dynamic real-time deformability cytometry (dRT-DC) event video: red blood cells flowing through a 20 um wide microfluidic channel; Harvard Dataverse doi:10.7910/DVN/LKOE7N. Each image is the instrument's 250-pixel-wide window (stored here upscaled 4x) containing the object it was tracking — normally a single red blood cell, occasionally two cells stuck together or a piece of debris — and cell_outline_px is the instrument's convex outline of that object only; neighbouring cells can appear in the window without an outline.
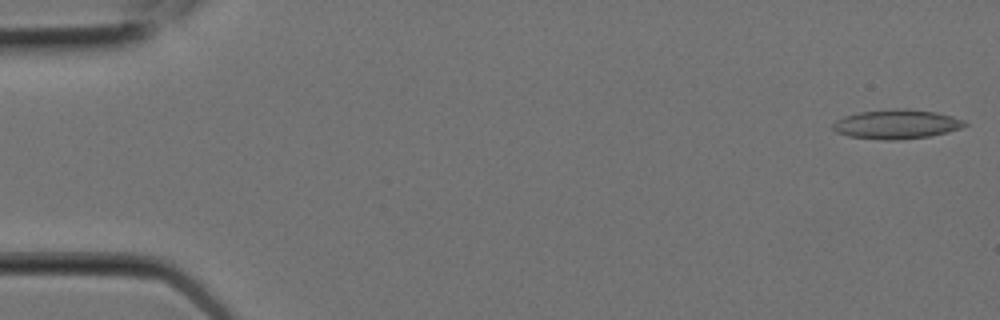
{"species": "Egyptian fruit bat (a non-hibernating species)", "species_latin": "Rousettus aegyptiacus", "temperature_condition": "room temperature", "stored_images_in_passage": 9, "camera_frame_rate_fps": 3000, "um_per_image_px": 0.085, "animal": {"sex": "female"}, "frame": {"image": 1, "passage_image": 1, "time_ms": 0.0, "image_size_px": [1000, 320], "cell_outline_px": [[968, 124], [960, 128], [948, 132], [928, 136], [896, 140], [884, 140], [848, 136], [836, 132], [832, 128], [832, 124], [836, 120], [844, 116], [856, 112], [896, 108], [908, 108], [936, 112], [952, 116], [964, 120]], "centroid_in_image_um": [76.18, 10.54], "position_along_channel_um": 8.8, "area_um2": 22.66}}
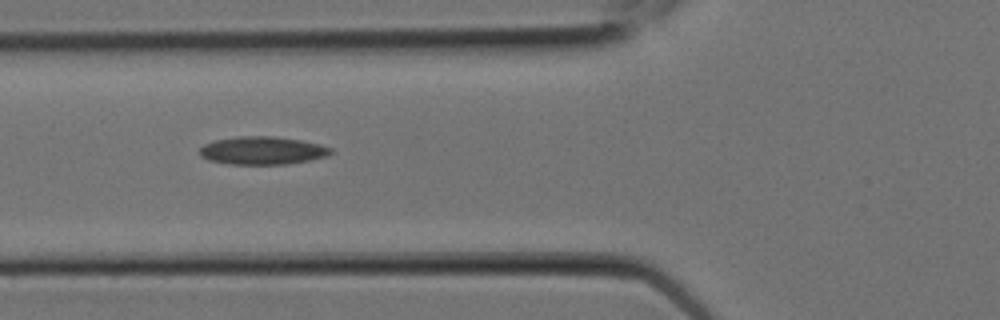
{"frame": {"image": 2, "passage_image": 7, "time_ms": 2.0, "image_size_px": [1000, 320], "cell_outline_px": [[332, 152], [328, 156], [288, 164], [228, 164], [208, 160], [200, 156], [200, 148], [204, 144], [216, 140], [236, 136], [276, 136], [300, 140], [320, 144], [332, 148]], "centroid_in_image_um": [22.3, 12.79], "position_along_channel_um": 103.5, "area_um2": 21.44}}
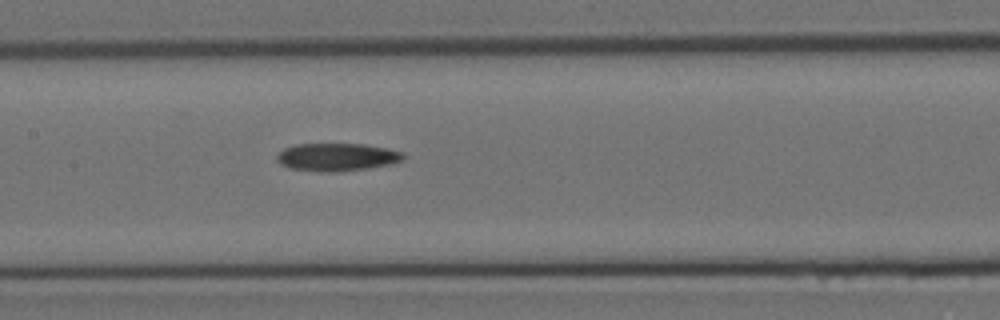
{"frame": {"image": 3, "passage_image": 9, "time_ms": 2.667, "image_size_px": [1000, 320], "cell_outline_px": [[404, 160], [388, 164], [368, 168], [340, 172], [320, 172], [288, 168], [280, 164], [276, 160], [276, 156], [284, 148], [296, 144], [364, 144], [388, 148], [404, 152]], "centroid_in_image_um": [28.63, 13.35], "position_along_channel_um": 178.8, "area_um2": 20.69}}